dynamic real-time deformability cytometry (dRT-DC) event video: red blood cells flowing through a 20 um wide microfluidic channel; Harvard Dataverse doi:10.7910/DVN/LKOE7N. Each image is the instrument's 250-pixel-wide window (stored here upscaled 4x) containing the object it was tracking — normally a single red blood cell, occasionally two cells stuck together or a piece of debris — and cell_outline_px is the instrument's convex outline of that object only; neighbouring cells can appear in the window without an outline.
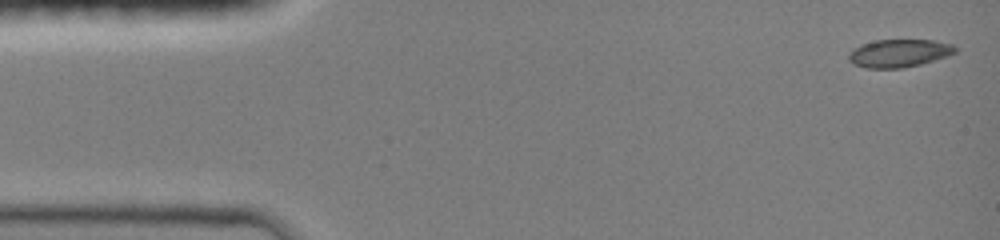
{"species": "common noctule bat (a hibernating species)", "species_latin": "Nyctalus noctula", "temperature_condition": "room temperature", "stored_images_in_passage": 11, "camera_frame_rate_fps": 3000, "um_per_image_px": 0.085, "animal": {"sex": "female", "body_mass_g": 19.0, "forearm_length_mm": 51.5}, "frame": {"image": 1, "passage_image": 1, "time_ms": 0.0, "image_size_px": [1000, 240], "cell_outline_px": [[956, 52], [920, 64], [900, 68], [868, 68], [856, 64], [848, 60], [848, 52], [852, 48], [860, 44], [876, 40], [932, 40], [952, 44], [956, 48]], "centroid_in_image_um": [76.35, 4.51], "position_along_channel_um": 8.6, "area_um2": 17.11}}
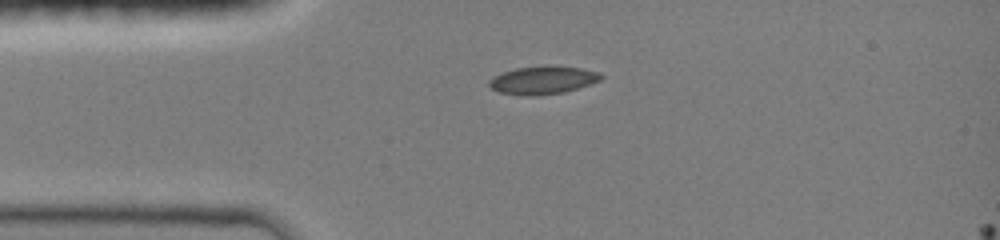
{"frame": {"image": 2, "passage_image": 9, "time_ms": 3.0, "image_size_px": [1000, 240], "cell_outline_px": [[604, 76], [600, 80], [564, 92], [500, 92], [492, 88], [488, 84], [488, 80], [504, 72], [516, 68], [548, 64], [580, 68], [600, 72]], "centroid_in_image_um": [46.21, 6.72], "position_along_channel_um": 38.8, "area_um2": 17.22}}